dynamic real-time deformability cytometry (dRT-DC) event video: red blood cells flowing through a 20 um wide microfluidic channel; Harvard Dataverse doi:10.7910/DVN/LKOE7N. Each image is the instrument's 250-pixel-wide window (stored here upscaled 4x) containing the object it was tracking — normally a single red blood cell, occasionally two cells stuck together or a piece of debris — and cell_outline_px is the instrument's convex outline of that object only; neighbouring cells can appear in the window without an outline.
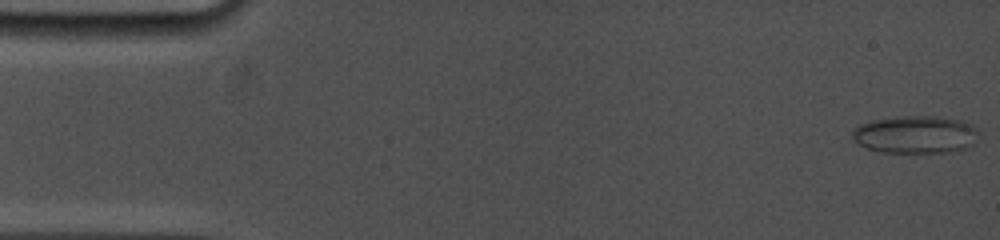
{"species": "common noctule bat (a hibernating species)", "species_latin": "Nyctalus noctula", "temperature_condition": "cold", "stored_images_in_passage": 37, "camera_frame_rate_fps": 5000, "um_per_image_px": 0.085, "animal": {"sex": "female", "body_mass_g": 19.0, "forearm_length_mm": 53.3}, "frame": {"image": 1, "passage_image": 1, "time_ms": 0.0, "image_size_px": [1000, 240], "cell_outline_px": [[980, 132], [972, 144], [968, 148], [956, 152], [884, 152], [868, 148], [860, 144], [852, 136], [852, 132], [860, 124], [872, 120], [904, 116], [936, 116], [960, 120], [972, 124]], "centroid_in_image_um": [77.88, 11.43], "position_along_channel_um": 7.1, "area_um2": 27.63}}
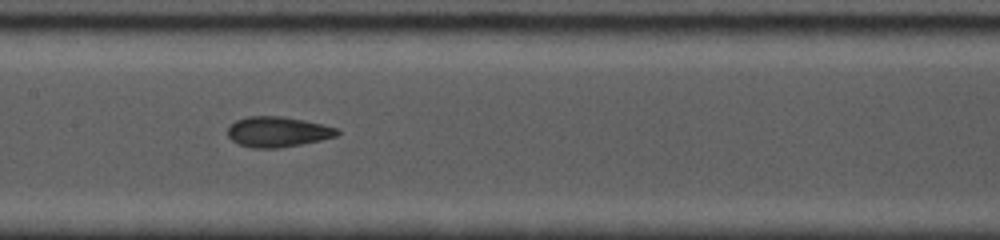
{"frame": {"image": 2, "passage_image": 21, "time_ms": 8.0, "image_size_px": [1000, 240], "cell_outline_px": [[340, 132], [336, 136], [320, 140], [280, 148], [252, 148], [240, 144], [232, 140], [228, 136], [228, 128], [236, 120], [248, 116], [280, 116], [304, 120], [340, 128]], "centroid_in_image_um": [23.62, 11.2], "position_along_channel_um": 183.8, "area_um2": 19.31}}
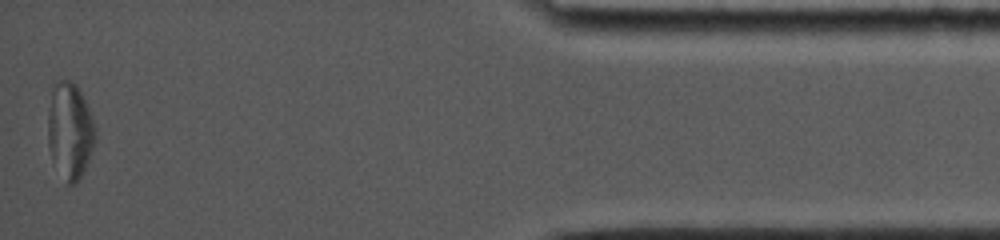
{"frame": {"image": 3, "passage_image": 37, "time_ms": 16.0, "image_size_px": [1000, 240], "cell_outline_px": [[96, 140], [88, 160], [76, 184], [64, 184], [52, 160], [48, 148], [48, 112], [52, 84], [56, 80], [68, 80], [76, 84], [92, 116], [96, 132]], "centroid_in_image_um": [5.91, 11.12], "position_along_channel_um": 429.3, "area_um2": 26.88}, "authors_computed_cell_mechanics": {"area_um2": 19.8832, "velocity_mm_per_s": 3.7904, "shape_relaxation_time_tau1_ms": null, "shape_relaxation_time_tau2_ms": 1.7536, "deformation_change_tau1": null, "deformation_change_tau2": 0.0624}}